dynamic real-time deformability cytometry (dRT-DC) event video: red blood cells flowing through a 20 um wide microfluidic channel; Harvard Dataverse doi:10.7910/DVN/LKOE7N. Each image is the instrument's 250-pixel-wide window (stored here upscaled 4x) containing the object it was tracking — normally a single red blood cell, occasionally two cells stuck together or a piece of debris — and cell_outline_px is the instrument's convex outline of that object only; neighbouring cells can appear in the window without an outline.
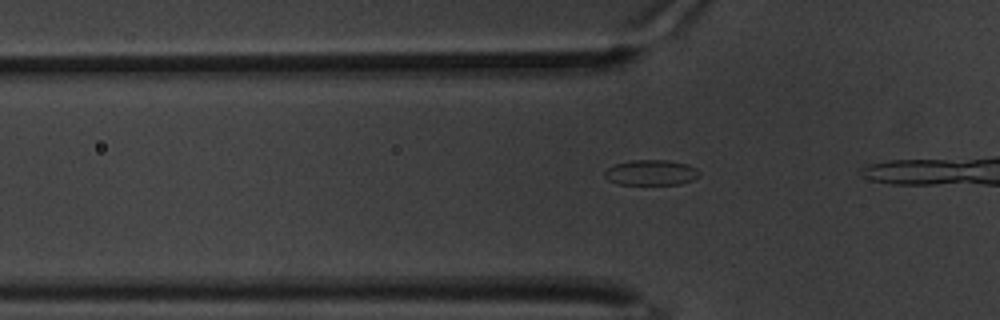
{"species": "common noctule bat (a hibernating species)", "species_latin": "Nyctalus noctula", "temperature_condition": "warm", "stored_images_in_passage": 11, "camera_frame_rate_fps": 3000, "um_per_image_px": 0.085, "animal": {"sex": "male", "body_mass_g": 20.1, "forearm_length_mm": 53.5}, "frame": {"image": 1, "passage_image": 5, "time_ms": 1.333, "image_size_px": [1000, 320], "cell_outline_px": [[700, 176], [692, 180], [680, 184], [616, 184], [608, 180], [604, 176], [604, 172], [608, 168], [616, 164], [632, 160], [668, 160], [688, 164], [696, 168], [700, 172]], "centroid_in_image_um": [55.36, 14.67], "position_along_channel_um": 70.4, "area_um2": 14.05}}
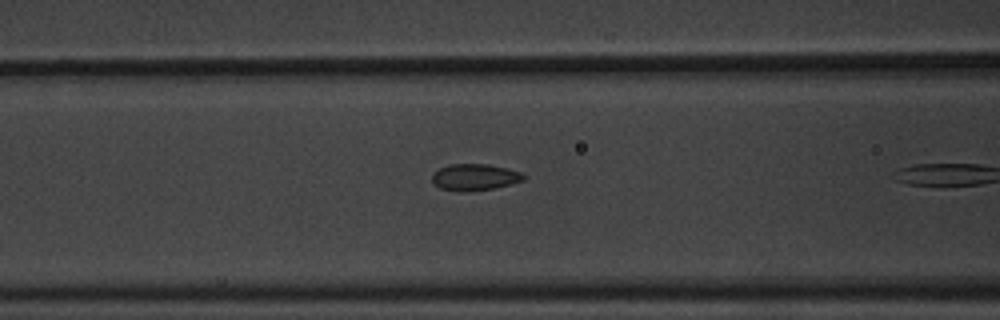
{"frame": {"image": 2, "passage_image": 10, "time_ms": 3.0, "image_size_px": [1000, 320], "cell_outline_px": [[524, 180], [492, 188], [468, 192], [460, 192], [440, 188], [432, 180], [432, 176], [440, 168], [452, 164], [488, 164], [508, 168], [520, 172], [524, 176]], "centroid_in_image_um": [40.35, 15.06], "position_along_channel_um": 126.3, "area_um2": 13.93}}